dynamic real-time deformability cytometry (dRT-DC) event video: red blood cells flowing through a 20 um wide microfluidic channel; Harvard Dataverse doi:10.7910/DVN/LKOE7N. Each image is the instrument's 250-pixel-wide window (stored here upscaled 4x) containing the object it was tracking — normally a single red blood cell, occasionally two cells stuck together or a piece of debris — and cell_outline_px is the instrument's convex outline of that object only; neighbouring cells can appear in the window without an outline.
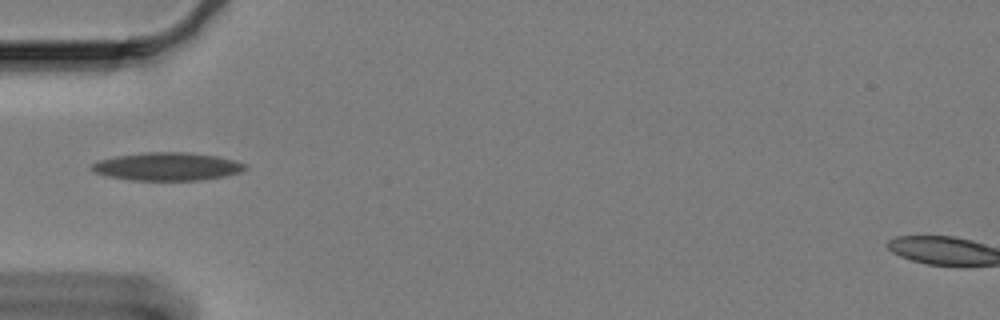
{"species": "Egyptian fruit bat (a non-hibernating species)", "species_latin": "Rousettus aegyptiacus", "temperature_condition": "cold", "stored_images_in_passage": 3, "camera_frame_rate_fps": 3000, "um_per_image_px": 0.085, "animal": {"sex": "female"}, "frame": {"image": 1, "passage_image": 1, "time_ms": 0.0, "image_size_px": [1000, 320], "cell_outline_px": [[248, 168], [240, 172], [224, 176], [196, 180], [132, 180], [108, 176], [96, 172], [92, 168], [92, 164], [100, 160], [116, 156], [148, 152], [188, 152], [216, 156], [236, 160], [248, 164]], "centroid_in_image_um": [14.28, 14.15], "position_along_channel_um": 70.7, "area_um2": 24.85}}